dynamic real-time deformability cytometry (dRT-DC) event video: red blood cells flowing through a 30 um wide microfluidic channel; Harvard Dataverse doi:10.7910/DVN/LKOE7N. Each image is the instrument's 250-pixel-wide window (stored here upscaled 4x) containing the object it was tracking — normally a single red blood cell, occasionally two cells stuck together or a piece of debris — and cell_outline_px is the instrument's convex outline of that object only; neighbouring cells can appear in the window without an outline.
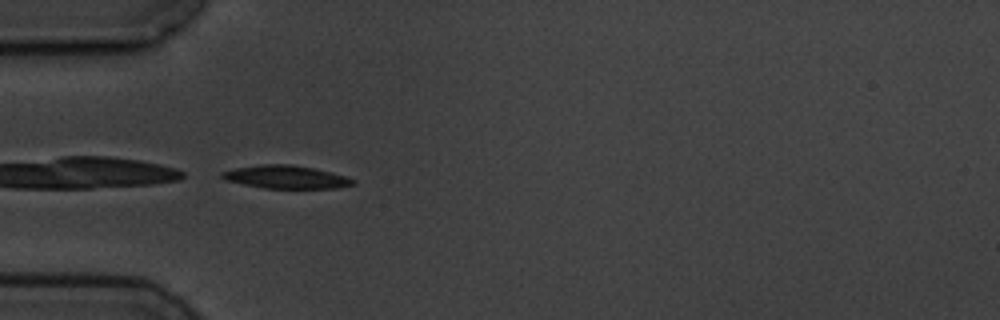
{"species": "common noctule bat (a hibernating species)", "species_latin": "Nyctalus noctula", "temperature_condition": "cold", "stored_images_in_passage": 10, "camera_frame_rate_fps": 3000, "um_per_image_px": 0.085, "animal": {"sex": "male", "body_mass_g": 19.5, "forearm_length_mm": 54.6}, "frame": {"image": 1, "passage_image": 4, "time_ms": 4.333, "image_size_px": [1000, 320], "cell_outline_px": [[356, 184], [336, 188], [264, 188], [224, 180], [220, 176], [220, 172], [236, 168], [260, 164], [292, 164], [332, 172], [348, 176], [356, 180]], "centroid_in_image_um": [24.33, 15.04], "position_along_channel_um": 60.7, "area_um2": 17.69}}
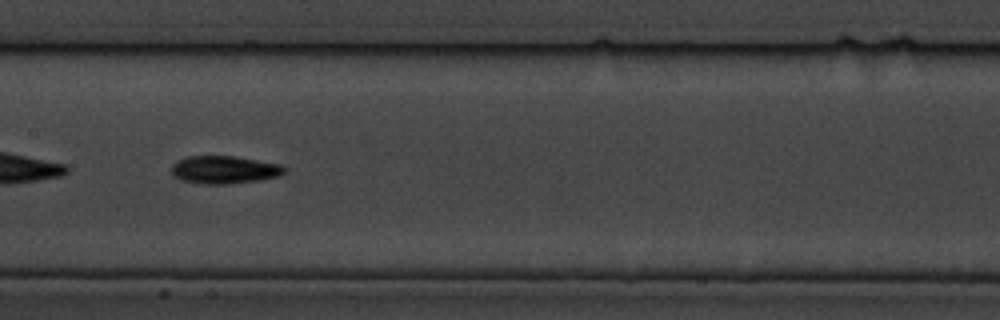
{"frame": {"image": 2, "passage_image": 7, "time_ms": 8.0, "image_size_px": [1000, 320], "cell_outline_px": [[288, 168], [280, 176], [260, 180], [228, 184], [200, 184], [180, 180], [172, 176], [172, 164], [176, 160], [188, 156], [236, 156], [280, 164]], "centroid_in_image_um": [19.05, 14.43], "position_along_channel_um": 188.3, "area_um2": 18.61}}
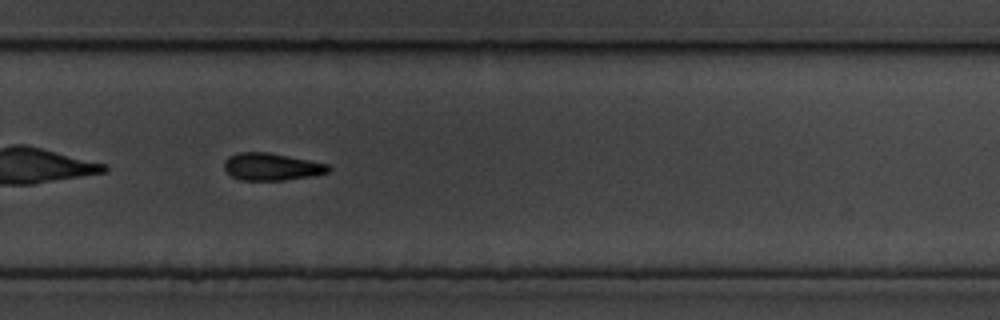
{"frame": {"image": 3, "passage_image": 10, "time_ms": 11.333, "image_size_px": [1000, 320], "cell_outline_px": [[332, 168], [328, 172], [312, 176], [284, 180], [240, 180], [232, 176], [224, 168], [224, 160], [228, 156], [236, 152], [268, 152], [328, 164]], "centroid_in_image_um": [23.06, 14.17], "position_along_channel_um": 306.7, "area_um2": 16.59}}